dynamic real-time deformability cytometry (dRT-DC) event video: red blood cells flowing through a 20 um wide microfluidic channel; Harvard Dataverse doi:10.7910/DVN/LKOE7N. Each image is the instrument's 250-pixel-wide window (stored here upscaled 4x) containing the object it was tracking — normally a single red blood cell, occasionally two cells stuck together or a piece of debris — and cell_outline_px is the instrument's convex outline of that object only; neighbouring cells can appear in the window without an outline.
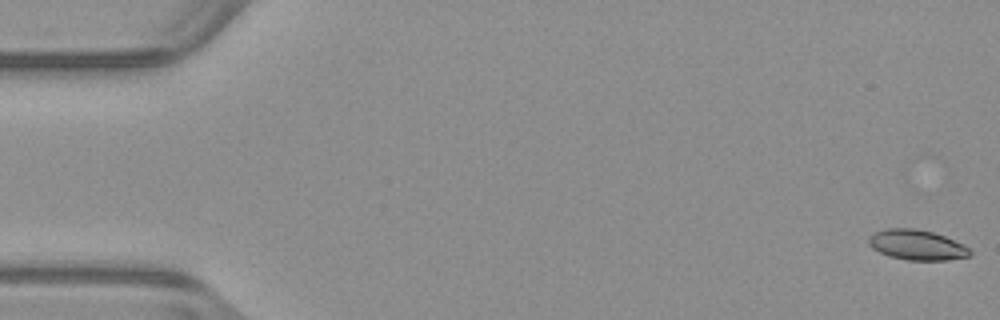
{"species": "common noctule bat (a hibernating species)", "species_latin": "Nyctalus noctula", "temperature_condition": "warm", "stored_images_in_passage": 53, "camera_frame_rate_fps": 3000, "um_per_image_px": 0.085, "animal": {"sex": "male", "body_mass_g": 23.1, "forearm_length_mm": 52.7}, "frame": {"image": 1, "passage_image": 1, "time_ms": 0.0, "image_size_px": [1000, 320], "cell_outline_px": [[972, 256], [948, 260], [908, 260], [888, 256], [872, 248], [868, 244], [868, 236], [876, 232], [888, 228], [916, 228], [932, 232], [944, 236], [964, 244], [972, 252]], "centroid_in_image_um": [77.95, 20.82], "position_along_channel_um": 7.1, "area_um2": 17.92}}
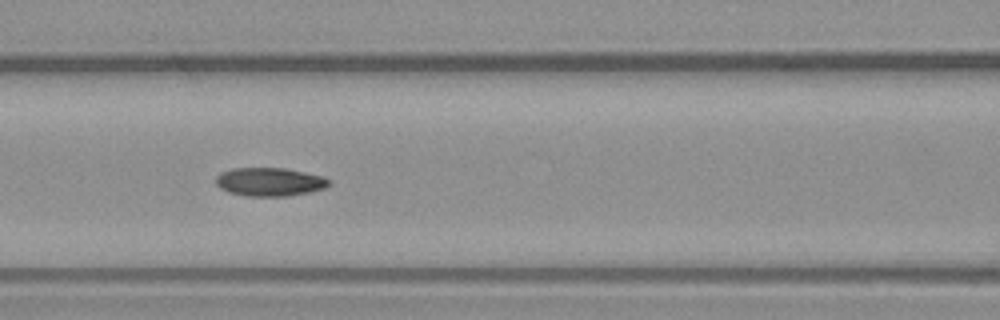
{"frame": {"image": 2, "passage_image": 23, "time_ms": 7.333, "image_size_px": [1000, 320], "cell_outline_px": [[328, 184], [324, 188], [308, 192], [288, 196], [248, 196], [228, 192], [220, 188], [216, 184], [216, 176], [220, 172], [232, 168], [284, 168], [324, 176], [328, 180]], "centroid_in_image_um": [22.87, 15.45], "position_along_channel_um": 143.7, "area_um2": 18.67}}
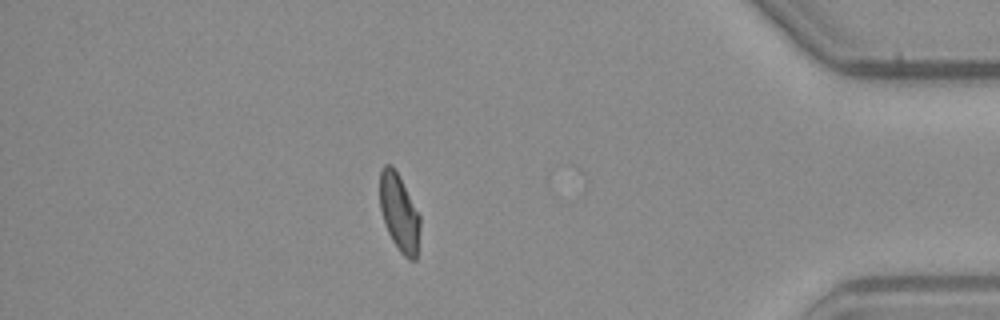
{"frame": {"image": 3, "passage_image": 46, "time_ms": 15.0, "image_size_px": [1000, 320], "cell_outline_px": [[420, 228], [416, 260], [408, 260], [400, 252], [392, 240], [388, 232], [380, 208], [380, 172], [384, 164], [392, 164], [420, 216]], "centroid_in_image_um": [33.93, 18.1], "position_along_channel_um": 401.3, "area_um2": 17.86}, "authors_computed_cell_mechanics": {"area_um2": 18.6116, "velocity_mm_per_s": 3.945, "shape_relaxation_time_tau1_ms": 9.2888, "shape_relaxation_time_tau2_ms": 3.987, "deformation_change_tau1": 0.2179, "deformation_change_tau2": 0.0764}}